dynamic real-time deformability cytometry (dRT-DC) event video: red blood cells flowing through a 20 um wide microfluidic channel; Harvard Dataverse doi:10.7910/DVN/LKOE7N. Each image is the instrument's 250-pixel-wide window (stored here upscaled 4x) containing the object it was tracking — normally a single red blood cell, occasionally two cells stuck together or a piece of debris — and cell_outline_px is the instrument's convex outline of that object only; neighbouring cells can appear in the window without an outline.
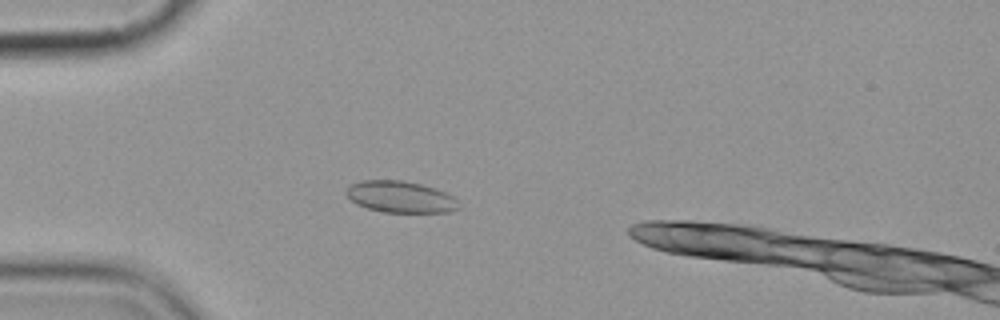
{"species": "common noctule bat (a hibernating species)", "species_latin": "Nyctalus noctula", "temperature_condition": "cold", "stored_images_in_passage": 5, "camera_frame_rate_fps": 3000, "um_per_image_px": 0.085, "animal": {"sex": "female", "body_mass_g": 19.9}, "frame": {"image": 1, "passage_image": 5, "time_ms": 4.333, "image_size_px": [1000, 320], "cell_outline_px": [[460, 208], [448, 212], [384, 212], [368, 208], [356, 204], [344, 192], [352, 184], [360, 180], [400, 180], [420, 184], [436, 188], [452, 196], [456, 200]], "centroid_in_image_um": [34.03, 16.73], "position_along_channel_um": 51.0, "area_um2": 20.52}}